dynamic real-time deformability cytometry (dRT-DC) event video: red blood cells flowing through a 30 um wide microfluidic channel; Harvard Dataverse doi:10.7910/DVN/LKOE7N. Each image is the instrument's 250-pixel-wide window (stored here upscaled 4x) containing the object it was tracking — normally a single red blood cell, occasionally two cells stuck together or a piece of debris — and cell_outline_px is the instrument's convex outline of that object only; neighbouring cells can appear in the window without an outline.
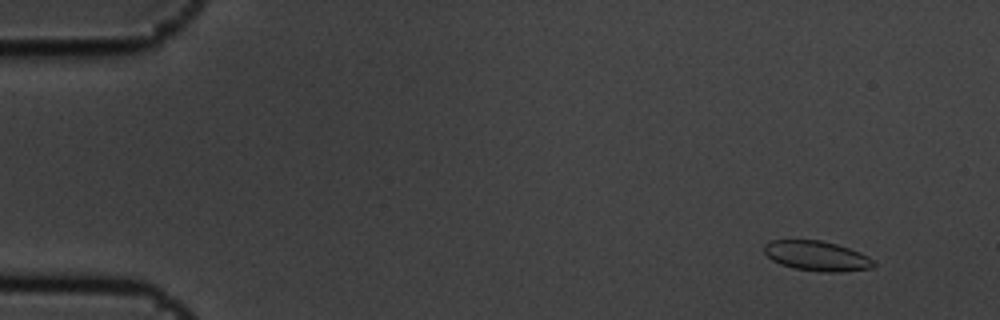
{"species": "common noctule bat (a hibernating species)", "species_latin": "Nyctalus noctula", "temperature_condition": "cold", "stored_images_in_passage": 5, "camera_frame_rate_fps": 3000, "um_per_image_px": 0.085, "animal": {"sex": "male", "body_mass_g": 19.5, "forearm_length_mm": 54.6}, "frame": {"image": 1, "passage_image": 2, "time_ms": 0.333, "image_size_px": [1000, 320], "cell_outline_px": [[876, 264], [872, 268], [840, 272], [824, 272], [796, 268], [780, 264], [772, 260], [764, 252], [764, 244], [772, 240], [820, 240], [836, 244], [860, 252], [868, 256]], "centroid_in_image_um": [69.43, 21.75], "position_along_channel_um": 15.6, "area_um2": 18.96}}
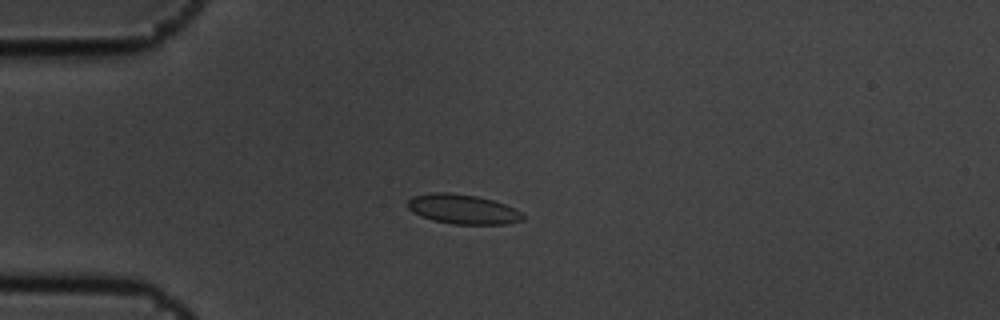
{"frame": {"image": 2, "passage_image": 4, "time_ms": 1.0, "image_size_px": [1000, 320], "cell_outline_px": [[524, 220], [504, 224], [452, 224], [432, 220], [420, 216], [412, 212], [408, 208], [408, 200], [412, 196], [432, 192], [448, 192], [476, 196], [492, 200], [516, 208], [524, 216]], "centroid_in_image_um": [39.32, 17.78], "position_along_channel_um": 45.7, "area_um2": 19.94}}